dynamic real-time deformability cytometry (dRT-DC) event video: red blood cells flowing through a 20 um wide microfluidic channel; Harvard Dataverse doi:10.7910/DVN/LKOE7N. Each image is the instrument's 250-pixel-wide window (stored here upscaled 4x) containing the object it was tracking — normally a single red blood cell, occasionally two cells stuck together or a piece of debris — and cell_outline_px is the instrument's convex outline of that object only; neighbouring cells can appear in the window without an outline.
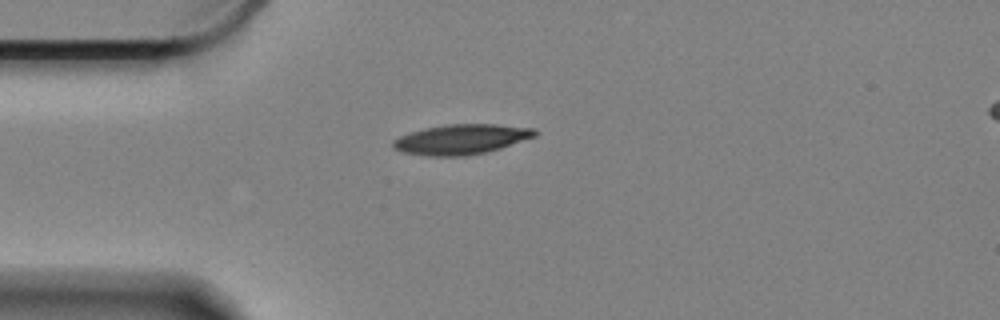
{"species": "Egyptian fruit bat (a non-hibernating species)", "species_latin": "Rousettus aegyptiacus", "temperature_condition": "cold", "stored_images_in_passage": 46, "camera_frame_rate_fps": 3000, "um_per_image_px": 0.085, "animal": {"sex": "female"}, "frame": {"image": 1, "passage_image": 1, "time_ms": 0.0, "image_size_px": [1000, 320], "cell_outline_px": [[540, 132], [536, 136], [500, 148], [484, 152], [464, 156], [424, 156], [404, 152], [392, 148], [392, 140], [400, 136], [424, 128], [448, 124], [496, 124], [536, 128]], "centroid_in_image_um": [39.22, 11.83], "position_along_channel_um": 45.8, "area_um2": 24.85}}
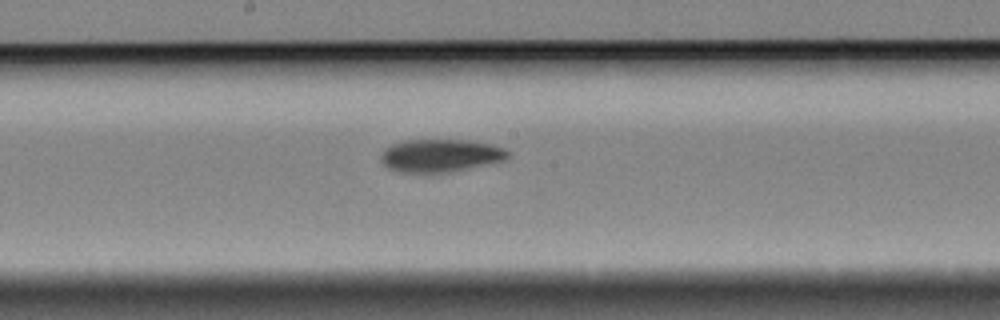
{"frame": {"image": 2, "passage_image": 17, "time_ms": 5.333, "image_size_px": [1000, 320], "cell_outline_px": [[508, 156], [504, 160], [448, 172], [400, 172], [388, 168], [380, 160], [384, 148], [392, 144], [404, 140], [468, 140], [492, 144], [504, 148], [508, 152]], "centroid_in_image_um": [37.4, 13.21], "position_along_channel_um": 210.8, "area_um2": 24.04}}
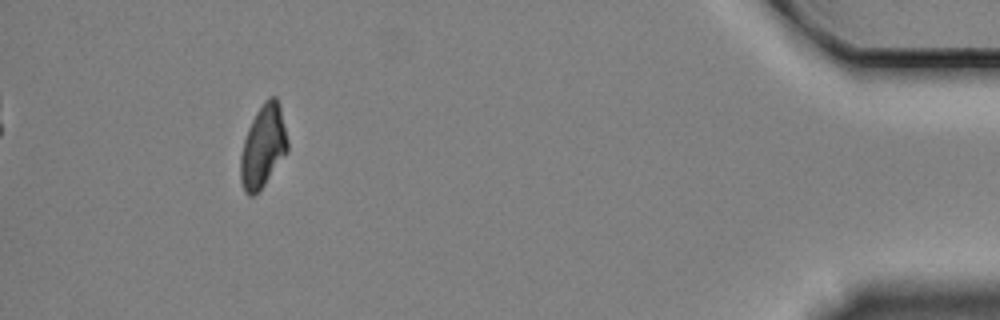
{"frame": {"image": 3, "passage_image": 41, "time_ms": 13.333, "image_size_px": [1000, 320], "cell_outline_px": [[288, 152], [264, 184], [252, 196], [248, 196], [244, 192], [240, 180], [240, 156], [244, 140], [248, 128], [256, 112], [264, 100], [268, 96], [276, 96], [280, 104], [288, 140]], "centroid_in_image_um": [22.37, 12.41], "position_along_channel_um": 412.8, "area_um2": 22.72}, "authors_computed_cell_mechanics": {"area_um2": 23.8714, "velocity_mm_per_s": 3.3264, "shape_relaxation_time_tau1_ms": 4.5041, "shape_relaxation_time_tau2_ms": 7.5859, "deformation_change_tau1": 0.138, "deformation_change_tau2": 0.1269}}